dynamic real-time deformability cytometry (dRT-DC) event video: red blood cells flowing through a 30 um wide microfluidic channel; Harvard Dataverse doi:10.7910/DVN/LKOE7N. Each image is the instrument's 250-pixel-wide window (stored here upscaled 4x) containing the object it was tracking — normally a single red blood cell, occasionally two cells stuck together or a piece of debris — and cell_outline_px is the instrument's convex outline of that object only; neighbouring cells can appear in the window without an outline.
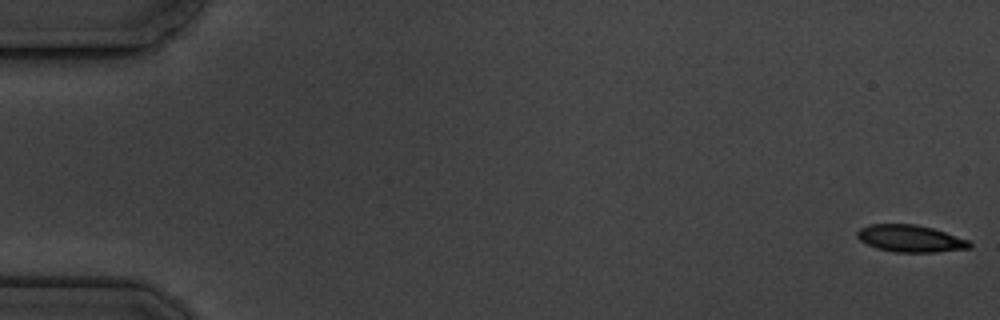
{"species": "common noctule bat (a hibernating species)", "species_latin": "Nyctalus noctula", "temperature_condition": "cold", "stored_images_in_passage": 5, "camera_frame_rate_fps": 3000, "um_per_image_px": 0.085, "animal": {"sex": "male", "body_mass_g": 19.5, "forearm_length_mm": 54.6}, "frame": {"image": 1, "passage_image": 1, "time_ms": 0.0, "image_size_px": [1000, 320], "cell_outline_px": [[972, 248], [936, 252], [896, 252], [876, 248], [860, 240], [856, 236], [856, 232], [860, 228], [868, 224], [916, 224], [932, 228], [968, 240], [972, 244]], "centroid_in_image_um": [77.36, 20.27], "position_along_channel_um": 7.6, "area_um2": 17.69}}
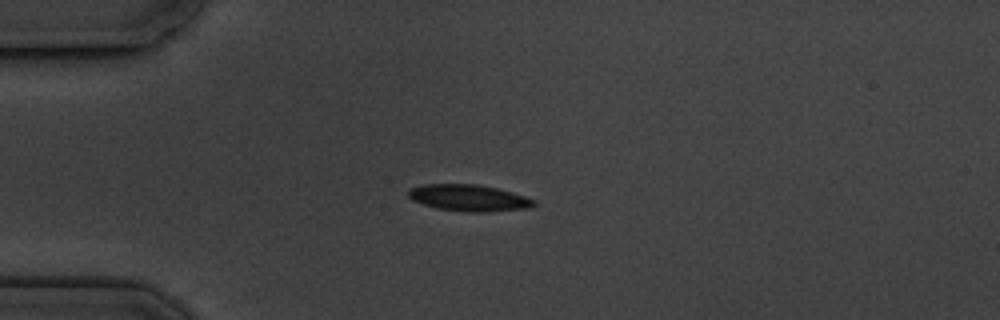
{"frame": {"image": 2, "passage_image": 5, "time_ms": 4.667, "image_size_px": [1000, 320], "cell_outline_px": [[536, 204], [528, 208], [484, 212], [468, 212], [436, 208], [412, 200], [408, 196], [408, 188], [420, 184], [476, 184], [496, 188], [512, 192], [536, 200]], "centroid_in_image_um": [39.82, 16.81], "position_along_channel_um": 45.2, "area_um2": 19.42}}